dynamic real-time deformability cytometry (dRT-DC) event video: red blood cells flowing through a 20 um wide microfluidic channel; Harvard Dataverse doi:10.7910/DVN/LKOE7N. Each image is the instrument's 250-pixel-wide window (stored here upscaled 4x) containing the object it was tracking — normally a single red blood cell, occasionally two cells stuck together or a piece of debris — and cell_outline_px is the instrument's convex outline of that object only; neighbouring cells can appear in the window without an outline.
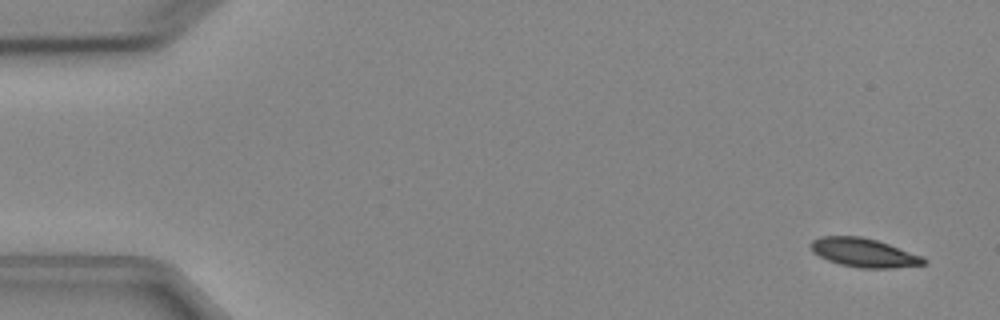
{"species": "Egyptian fruit bat (a non-hibernating species)", "species_latin": "Rousettus aegyptiacus", "temperature_condition": "cold", "stored_images_in_passage": 4, "camera_frame_rate_fps": 3000, "um_per_image_px": 0.085, "animal": {"sex": "female"}, "frame": {"image": 1, "passage_image": 1, "time_ms": 0.0, "image_size_px": [1000, 320], "cell_outline_px": [[924, 264], [892, 268], [860, 268], [840, 264], [828, 260], [812, 252], [812, 240], [820, 236], [860, 236], [876, 240], [924, 256]], "centroid_in_image_um": [73.42, 21.47], "position_along_channel_um": 11.6, "area_um2": 18.73}}
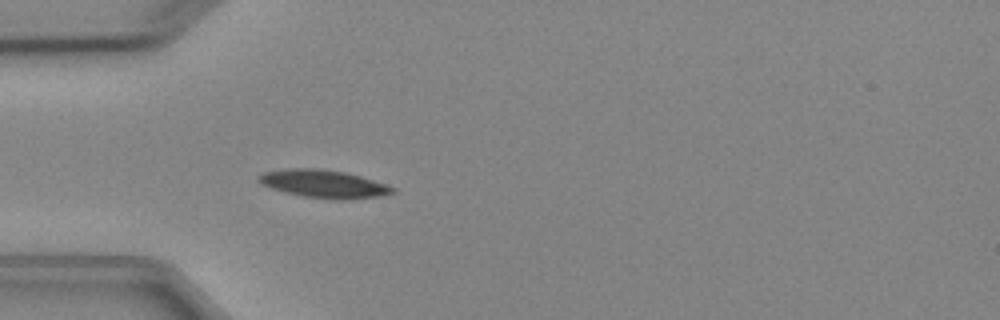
{"frame": {"image": 2, "passage_image": 4, "time_ms": 4.333, "image_size_px": [1000, 320], "cell_outline_px": [[396, 192], [380, 196], [352, 200], [340, 200], [304, 196], [272, 188], [260, 184], [256, 180], [256, 176], [264, 172], [288, 168], [316, 168], [344, 172], [360, 176], [396, 188]], "centroid_in_image_um": [27.51, 15.63], "position_along_channel_um": 57.5, "area_um2": 21.73}}